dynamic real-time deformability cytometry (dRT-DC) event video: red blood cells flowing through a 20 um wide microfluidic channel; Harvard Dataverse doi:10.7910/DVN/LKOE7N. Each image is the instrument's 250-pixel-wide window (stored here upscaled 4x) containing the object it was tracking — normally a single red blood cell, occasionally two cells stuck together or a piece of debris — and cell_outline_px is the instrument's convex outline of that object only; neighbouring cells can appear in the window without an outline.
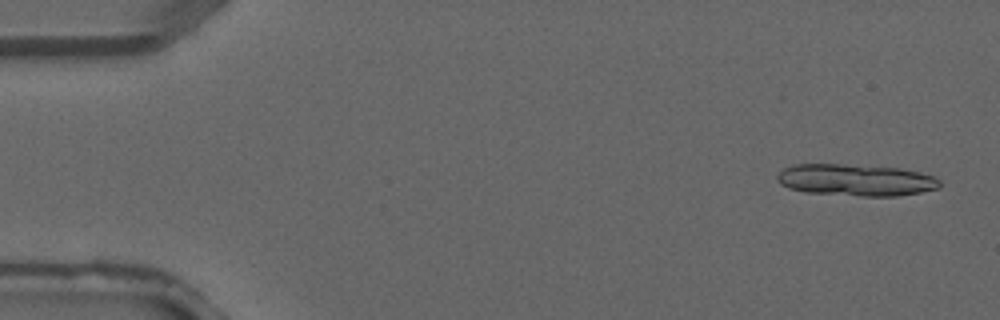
{"species": "common noctule bat (a hibernating species)", "species_latin": "Nyctalus noctula", "temperature_condition": "warm", "stored_images_in_passage": 3, "camera_frame_rate_fps": 3000, "um_per_image_px": 0.085, "animal": {"sex": "male", "forearm_length_mm": 52.5}, "frame": {"image": 1, "passage_image": 1, "time_ms": 0.0, "image_size_px": [1000, 320], "cell_outline_px": [[940, 188], [920, 192], [896, 196], [860, 196], [804, 192], [788, 188], [780, 184], [776, 180], [776, 176], [784, 168], [792, 164], [840, 164], [900, 168], [920, 172], [936, 176], [940, 180]], "centroid_in_image_um": [72.74, 15.3], "position_along_channel_um": 12.3, "area_um2": 30.35}}